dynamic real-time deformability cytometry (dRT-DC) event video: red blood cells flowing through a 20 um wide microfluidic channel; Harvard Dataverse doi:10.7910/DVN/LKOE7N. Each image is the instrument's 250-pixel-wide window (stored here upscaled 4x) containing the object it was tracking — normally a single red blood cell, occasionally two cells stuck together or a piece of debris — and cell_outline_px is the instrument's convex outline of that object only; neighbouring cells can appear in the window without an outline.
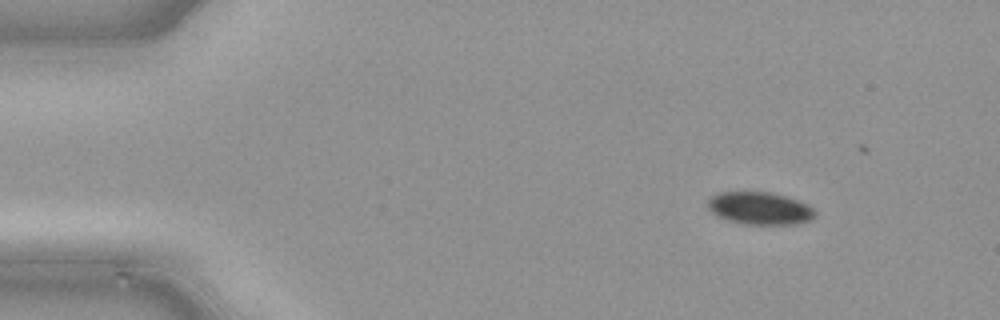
{"species": "common noctule bat (a hibernating species)", "species_latin": "Nyctalus noctula", "temperature_condition": "cold", "stored_images_in_passage": 42, "camera_frame_rate_fps": 3000, "um_per_image_px": 0.085, "animal": {"sex": "male", "body_mass_g": 21.5, "forearm_length_mm": 52.0}, "frame": {"image": 1, "passage_image": 6, "time_ms": 1.667, "image_size_px": [1000, 320], "cell_outline_px": [[816, 212], [808, 220], [796, 224], [744, 224], [728, 220], [716, 216], [708, 208], [708, 200], [712, 196], [720, 192], [772, 192], [788, 196], [808, 204]], "centroid_in_image_um": [64.57, 17.69], "position_along_channel_um": 20.4, "area_um2": 20.29}}
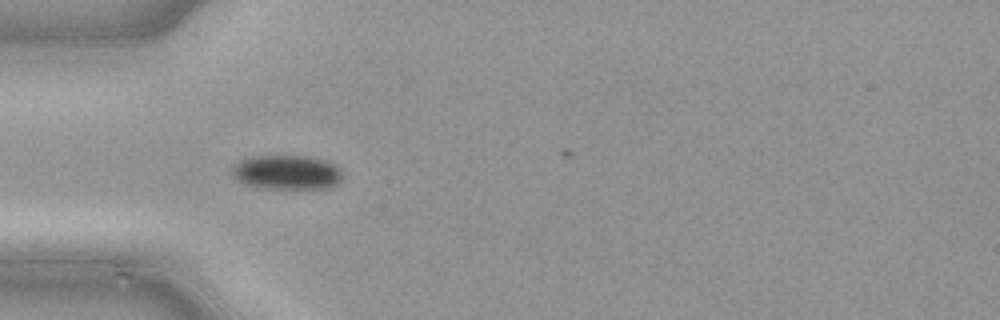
{"frame": {"image": 2, "passage_image": 15, "time_ms": 4.667, "image_size_px": [1000, 320], "cell_outline_px": [[340, 180], [336, 184], [324, 188], [260, 188], [244, 184], [232, 176], [232, 168], [240, 160], [252, 156], [308, 156], [324, 160], [340, 168]], "centroid_in_image_um": [24.33, 14.64], "position_along_channel_um": 60.7, "area_um2": 21.91}}
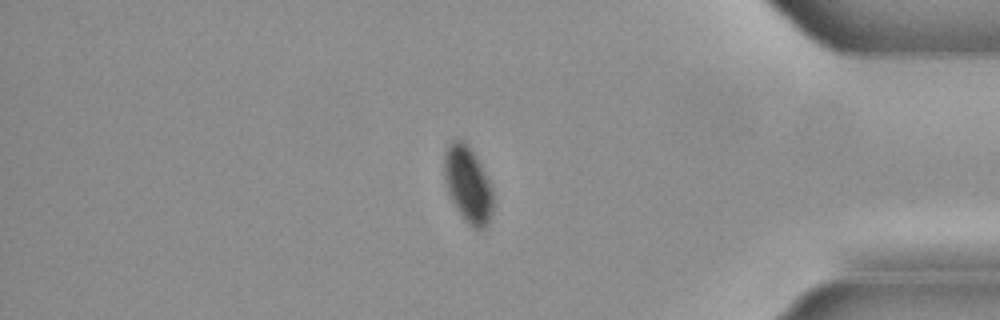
{"frame": {"image": 3, "passage_image": 41, "time_ms": 13.333, "image_size_px": [1000, 320], "cell_outline_px": [[492, 212], [488, 224], [484, 228], [472, 228], [464, 220], [456, 208], [448, 192], [444, 180], [444, 152], [448, 144], [452, 140], [464, 140], [472, 148], [492, 188]], "centroid_in_image_um": [39.75, 15.66], "position_along_channel_um": 395.4, "area_um2": 21.73}}